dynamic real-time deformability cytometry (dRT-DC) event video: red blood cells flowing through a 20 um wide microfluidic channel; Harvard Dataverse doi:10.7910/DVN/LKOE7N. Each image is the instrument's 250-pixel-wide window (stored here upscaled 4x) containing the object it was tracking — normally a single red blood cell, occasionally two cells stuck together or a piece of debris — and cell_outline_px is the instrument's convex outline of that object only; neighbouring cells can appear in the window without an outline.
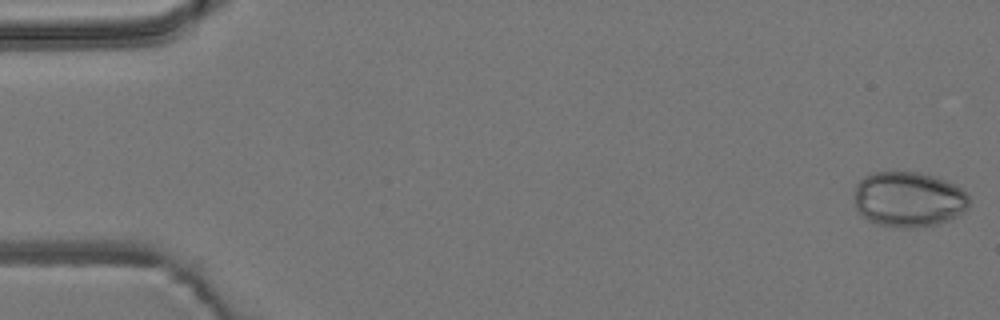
{"species": "common noctule bat (a hibernating species)", "species_latin": "Nyctalus noctula", "temperature_condition": "room temperature", "stored_images_in_passage": 53, "camera_frame_rate_fps": 3000, "um_per_image_px": 0.085, "animal": {"sex": "male", "body_mass_g": 19.2, "forearm_length_mm": 51.8}, "frame": {"image": 1, "passage_image": 1, "time_ms": 0.0, "image_size_px": [1000, 320], "cell_outline_px": [[968, 208], [964, 212], [948, 220], [936, 224], [916, 228], [900, 228], [880, 224], [868, 220], [860, 216], [856, 212], [852, 200], [856, 184], [868, 172], [920, 172], [936, 176], [960, 188], [968, 196]], "centroid_in_image_um": [77.15, 16.94], "position_along_channel_um": 7.8, "area_um2": 37.57}}
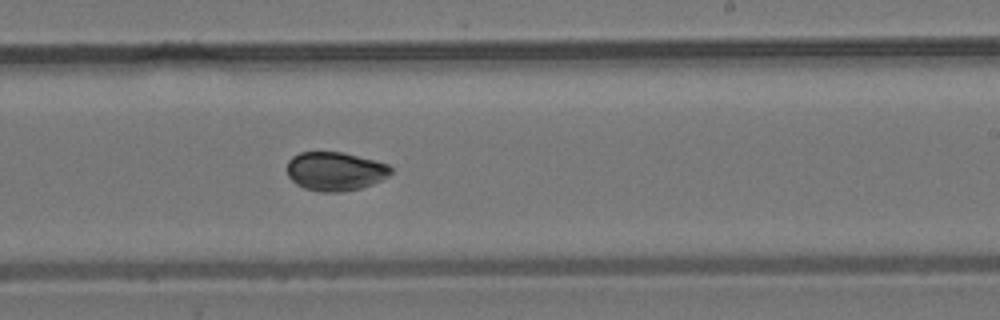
{"frame": {"image": 2, "passage_image": 32, "time_ms": 10.333, "image_size_px": [1000, 320], "cell_outline_px": [[392, 172], [388, 176], [372, 184], [360, 188], [340, 192], [320, 192], [304, 188], [296, 184], [288, 176], [288, 160], [292, 156], [300, 152], [344, 152], [376, 160], [388, 164], [392, 168]], "centroid_in_image_um": [28.5, 14.55], "position_along_channel_um": 260.5, "area_um2": 23.58}}
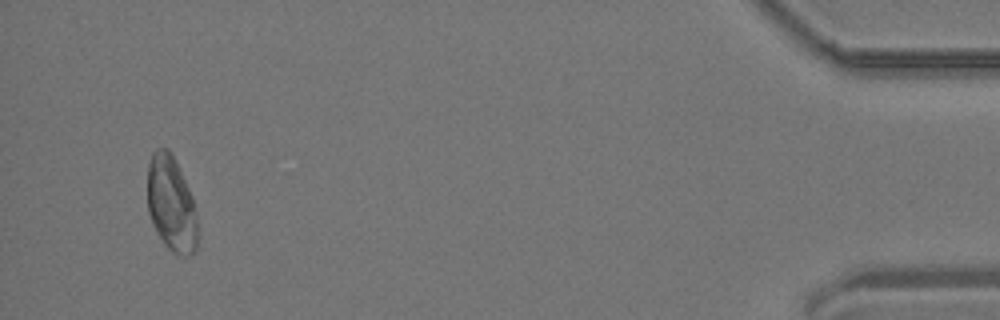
{"frame": {"image": 3, "passage_image": 51, "time_ms": 16.667, "image_size_px": [1000, 320], "cell_outline_px": [[196, 252], [188, 256], [180, 256], [172, 252], [164, 244], [156, 232], [152, 224], [148, 212], [148, 164], [152, 152], [156, 148], [168, 148], [176, 160], [192, 196], [196, 212]], "centroid_in_image_um": [14.55, 17.33], "position_along_channel_um": 420.7, "area_um2": 28.03}, "authors_computed_cell_mechanics": {"area_um2": 25.721, "velocity_mm_per_s": 3.8331, "shape_relaxation_time_tau1_ms": 6.1075, "shape_relaxation_time_tau2_ms": null, "deformation_change_tau1": 0.1513, "deformation_change_tau2": null}}